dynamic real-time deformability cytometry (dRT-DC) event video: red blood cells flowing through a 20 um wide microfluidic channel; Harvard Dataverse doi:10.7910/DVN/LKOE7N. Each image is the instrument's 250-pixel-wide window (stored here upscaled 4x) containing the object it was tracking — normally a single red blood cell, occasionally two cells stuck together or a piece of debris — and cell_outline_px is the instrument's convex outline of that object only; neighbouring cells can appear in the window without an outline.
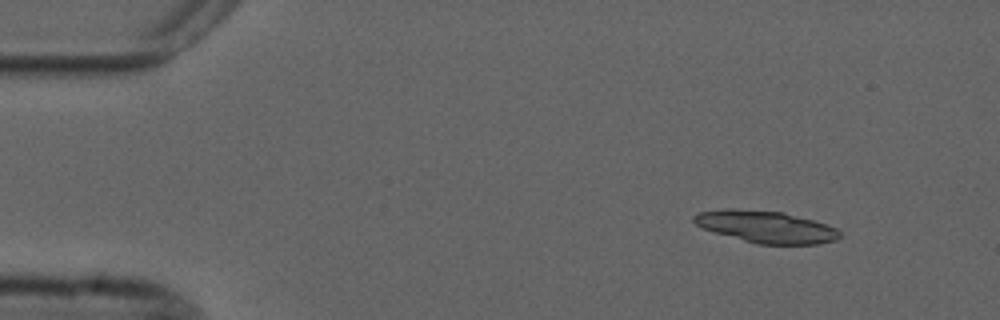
{"species": "common noctule bat (a hibernating species)", "species_latin": "Nyctalus noctula", "temperature_condition": "cold", "stored_images_in_passage": 7, "camera_frame_rate_fps": 3000, "um_per_image_px": 0.085, "animal": {"sex": "male", "forearm_length_mm": 52.5}, "frame": {"image": 1, "passage_image": 2, "time_ms": 1.333, "image_size_px": [1000, 320], "cell_outline_px": [[840, 236], [836, 240], [816, 244], [756, 244], [716, 232], [704, 228], [696, 224], [692, 220], [692, 216], [700, 212], [724, 208], [732, 208], [784, 212], [812, 220], [836, 228], [840, 232]], "centroid_in_image_um": [65.09, 19.27], "position_along_channel_um": 19.9, "area_um2": 26.93}}